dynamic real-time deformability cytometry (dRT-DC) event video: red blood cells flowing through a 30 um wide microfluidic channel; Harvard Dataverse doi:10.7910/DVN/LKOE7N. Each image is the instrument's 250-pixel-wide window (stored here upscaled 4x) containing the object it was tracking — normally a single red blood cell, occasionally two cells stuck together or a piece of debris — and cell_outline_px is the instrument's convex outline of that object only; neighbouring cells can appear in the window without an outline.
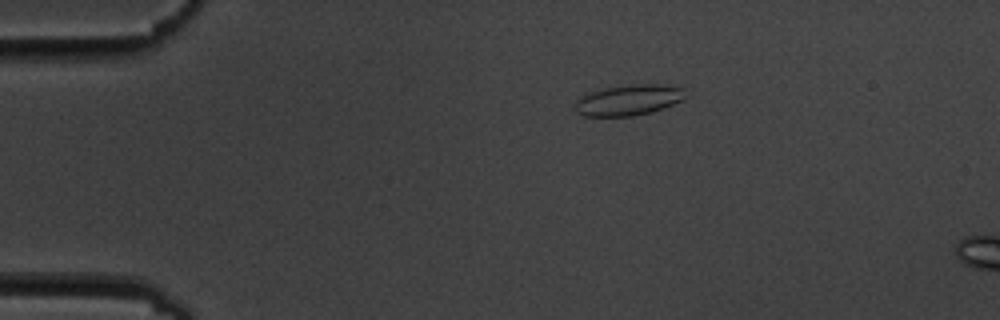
{"species": "common noctule bat (a hibernating species)", "species_latin": "Nyctalus noctula", "temperature_condition": "cold", "stored_images_in_passage": 6, "camera_frame_rate_fps": 3000, "um_per_image_px": 0.085, "animal": {"sex": "male", "body_mass_g": 19.5, "forearm_length_mm": 54.6}, "frame": {"image": 1, "passage_image": 4, "time_ms": 3.333, "image_size_px": [1000, 320], "cell_outline_px": [[688, 96], [684, 100], [652, 112], [632, 116], [584, 116], [576, 112], [572, 108], [576, 100], [584, 92], [600, 88], [632, 84], [668, 84], [684, 88]], "centroid_in_image_um": [53.41, 8.48], "position_along_channel_um": 31.6, "area_um2": 20.52}}